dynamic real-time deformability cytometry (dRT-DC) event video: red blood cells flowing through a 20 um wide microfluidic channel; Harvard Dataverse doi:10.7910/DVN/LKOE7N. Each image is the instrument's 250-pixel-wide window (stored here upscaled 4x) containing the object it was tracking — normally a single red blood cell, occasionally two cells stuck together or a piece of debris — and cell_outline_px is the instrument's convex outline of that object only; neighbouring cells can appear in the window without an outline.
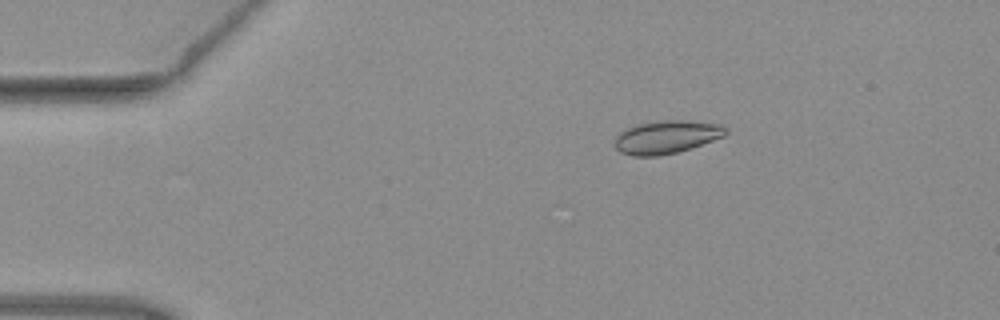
{"species": "common noctule bat (a hibernating species)", "species_latin": "Nyctalus noctula", "temperature_condition": "warm", "stored_images_in_passage": 43, "camera_frame_rate_fps": 3000, "um_per_image_px": 0.085, "animal": {"sex": "female", "body_mass_g": 19.3, "forearm_length_mm": 54.1}, "frame": {"image": 1, "passage_image": 1, "time_ms": 0.0, "image_size_px": [1000, 320], "cell_outline_px": [[728, 132], [724, 136], [676, 152], [660, 156], [632, 156], [620, 152], [612, 144], [616, 136], [624, 128], [636, 124], [656, 120], [688, 120], [720, 124], [728, 128]], "centroid_in_image_um": [56.6, 11.63], "position_along_channel_um": 28.4, "area_um2": 21.62}}
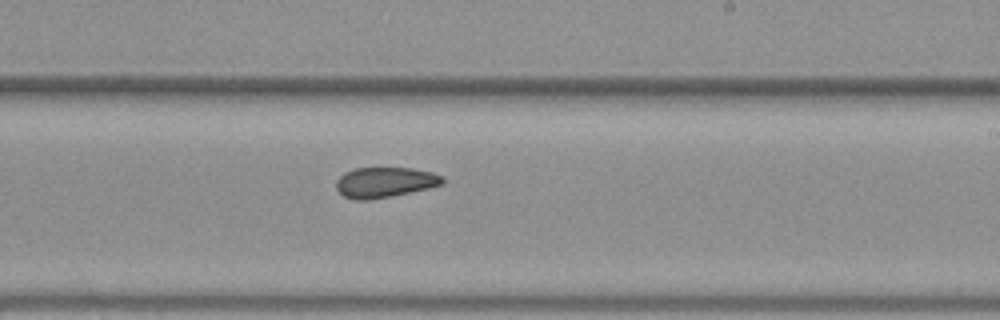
{"frame": {"image": 2, "passage_image": 23, "time_ms": 7.333, "image_size_px": [1000, 320], "cell_outline_px": [[444, 184], [428, 188], [368, 200], [356, 200], [344, 196], [336, 188], [336, 180], [344, 172], [356, 168], [412, 168], [432, 172], [444, 176]], "centroid_in_image_um": [32.71, 15.48], "position_along_channel_um": 256.3, "area_um2": 18.67}}
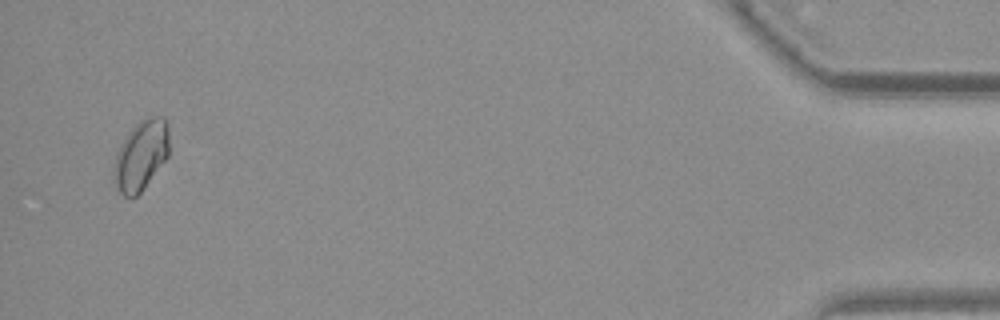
{"frame": {"image": 3, "passage_image": 42, "time_ms": 13.667, "image_size_px": [1000, 320], "cell_outline_px": [[168, 156], [140, 192], [132, 200], [124, 196], [120, 192], [116, 184], [116, 152], [128, 132], [140, 120], [148, 116], [164, 116], [168, 124]], "centroid_in_image_um": [12.02, 13.16], "position_along_channel_um": 423.2, "area_um2": 22.08}, "authors_computed_cell_mechanics": {"area_um2": 20.0566, "velocity_mm_per_s": 3.9766, "shape_relaxation_time_tau1_ms": null, "shape_relaxation_time_tau2_ms": 2.1398, "deformation_change_tau1": null, "deformation_change_tau2": 0.0394}}